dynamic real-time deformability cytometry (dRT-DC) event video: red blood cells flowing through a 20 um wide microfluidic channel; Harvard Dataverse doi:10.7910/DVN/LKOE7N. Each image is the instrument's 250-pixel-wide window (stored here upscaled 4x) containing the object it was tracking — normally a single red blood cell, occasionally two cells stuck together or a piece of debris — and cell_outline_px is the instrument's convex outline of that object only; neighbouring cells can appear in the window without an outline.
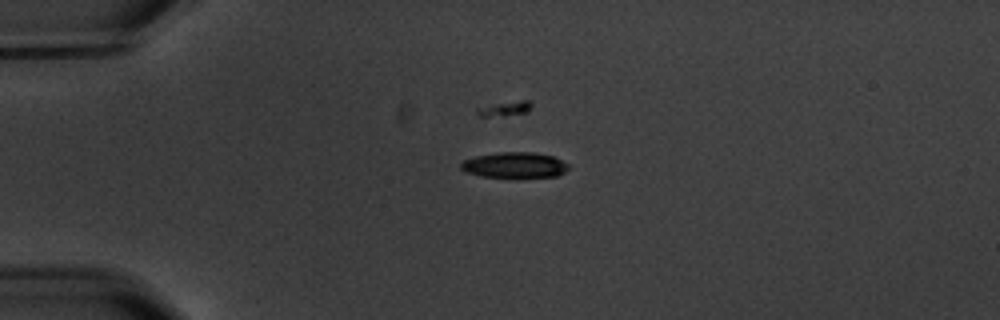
{"species": "common noctule bat (a hibernating species)", "species_latin": "Nyctalus noctula", "temperature_condition": "warm", "stored_images_in_passage": 2, "camera_frame_rate_fps": 3000, "um_per_image_px": 0.085, "animal": {"sex": "male", "body_mass_g": 20.1, "forearm_length_mm": 53.5}, "frame": {"image": 1, "passage_image": 1, "time_ms": 0.0, "image_size_px": [1000, 320], "cell_outline_px": [[572, 168], [556, 176], [480, 176], [468, 172], [460, 168], [460, 164], [464, 160], [476, 156], [496, 152], [532, 152], [552, 156], [568, 164]], "centroid_in_image_um": [43.75, 14.01], "position_along_channel_um": 41.2, "area_um2": 15.72}}